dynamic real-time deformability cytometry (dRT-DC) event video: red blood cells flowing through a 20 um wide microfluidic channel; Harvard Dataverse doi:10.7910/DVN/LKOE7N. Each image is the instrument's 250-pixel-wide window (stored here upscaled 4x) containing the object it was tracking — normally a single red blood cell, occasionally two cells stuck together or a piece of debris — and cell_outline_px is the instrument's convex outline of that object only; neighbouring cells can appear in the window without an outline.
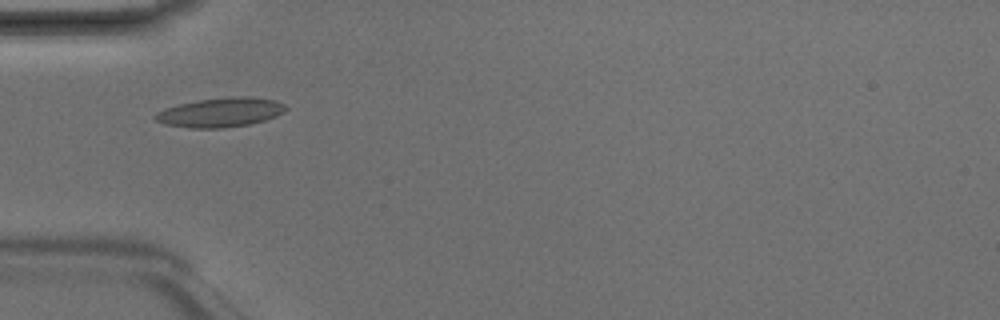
{"species": "Egyptian fruit bat (a non-hibernating species)", "species_latin": "Rousettus aegyptiacus", "temperature_condition": "room temperature", "stored_images_in_passage": 5, "camera_frame_rate_fps": 3000, "um_per_image_px": 0.085, "animal": {"sex": "male"}, "frame": {"image": 1, "passage_image": 5, "time_ms": 1.333, "image_size_px": [1000, 320], "cell_outline_px": [[288, 108], [284, 112], [276, 116], [264, 120], [248, 124], [224, 128], [188, 128], [164, 124], [156, 120], [152, 116], [156, 112], [164, 108], [196, 100], [232, 96], [248, 96], [276, 100], [284, 104]], "centroid_in_image_um": [18.73, 9.54], "position_along_channel_um": 66.3, "area_um2": 22.48}}